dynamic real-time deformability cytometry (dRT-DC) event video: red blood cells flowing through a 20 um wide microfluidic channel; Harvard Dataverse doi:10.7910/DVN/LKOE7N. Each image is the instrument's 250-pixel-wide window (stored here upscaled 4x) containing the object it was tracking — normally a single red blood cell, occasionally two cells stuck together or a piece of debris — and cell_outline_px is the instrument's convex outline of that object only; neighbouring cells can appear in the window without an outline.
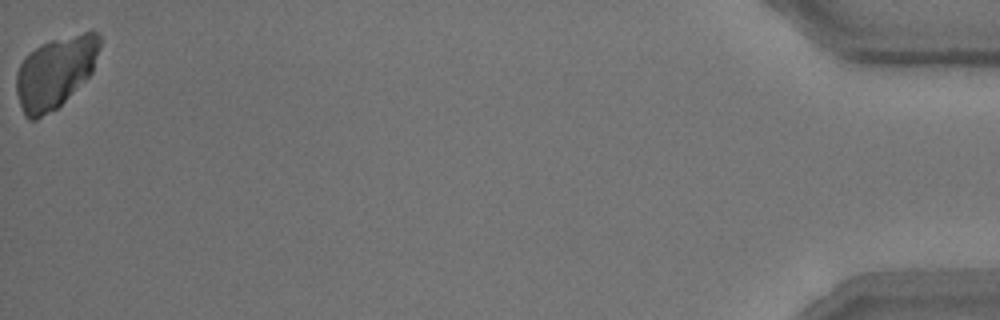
{"species": "common noctule bat (a hibernating species)", "species_latin": "Nyctalus noctula", "temperature_condition": "room temperature", "stored_images_in_passage": 39, "camera_frame_rate_fps": 3000, "um_per_image_px": 0.085, "animal": {"sex": "male", "body_mass_g": 15.6}, "frame": {"image": 1, "passage_image": 39, "time_ms": 12.667, "image_size_px": [1000, 320], "cell_outline_px": [[104, 36], [92, 72], [56, 108], [36, 120], [28, 120], [24, 116], [16, 92], [16, 72], [24, 56], [36, 48], [52, 40], [84, 32], [96, 32]], "centroid_in_image_um": [4.69, 6.13], "position_along_channel_um": 430.5, "area_um2": 34.56}}